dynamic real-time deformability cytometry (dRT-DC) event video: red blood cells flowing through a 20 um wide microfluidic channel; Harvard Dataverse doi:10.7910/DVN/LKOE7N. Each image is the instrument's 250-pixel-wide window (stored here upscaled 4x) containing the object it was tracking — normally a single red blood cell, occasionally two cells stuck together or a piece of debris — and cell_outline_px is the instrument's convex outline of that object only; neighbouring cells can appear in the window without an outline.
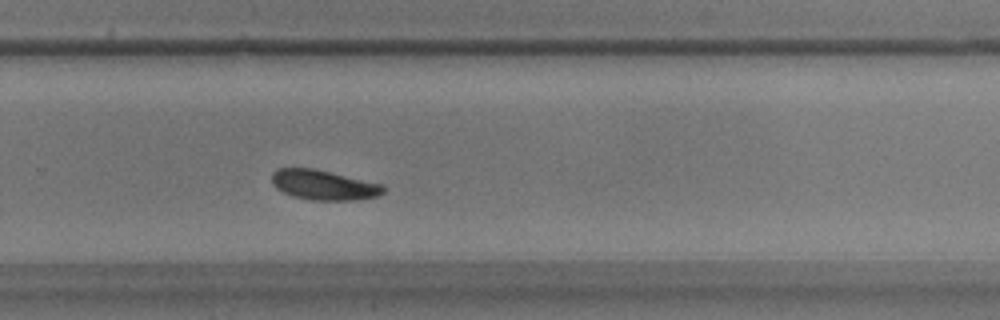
{"species": "common noctule bat (a hibernating species)", "species_latin": "Nyctalus noctula", "temperature_condition": "warm", "stored_images_in_passage": 42, "camera_frame_rate_fps": 3000, "um_per_image_px": 0.085, "animal": {"sex": "male", "body_mass_g": 17.9}, "frame": {"image": 1, "passage_image": 24, "time_ms": 7.667, "image_size_px": [1000, 320], "cell_outline_px": [[388, 188], [380, 196], [356, 200], [312, 200], [292, 196], [276, 188], [272, 184], [272, 172], [280, 168], [312, 168], [384, 184]], "centroid_in_image_um": [27.56, 15.73], "position_along_channel_um": 302.2, "area_um2": 19.59}}
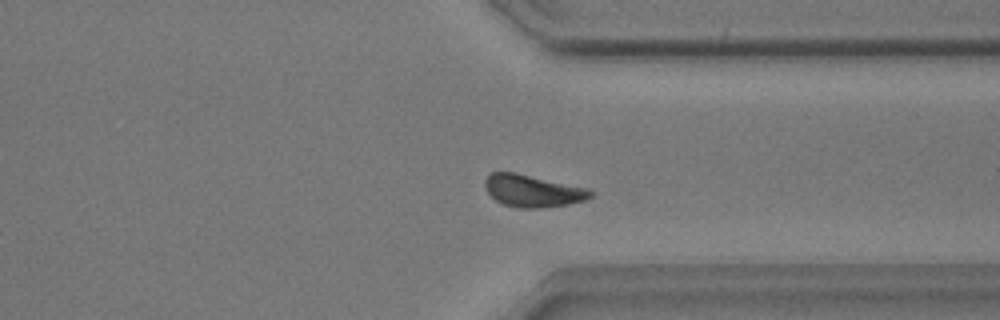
{"frame": {"image": 2, "passage_image": 29, "time_ms": 9.333, "image_size_px": [1000, 320], "cell_outline_px": [[592, 196], [584, 200], [568, 204], [536, 208], [516, 208], [504, 204], [496, 200], [488, 192], [484, 184], [484, 180], [492, 172], [516, 172], [588, 188], [592, 192]], "centroid_in_image_um": [45.26, 16.21], "position_along_channel_um": 366.1, "area_um2": 19.65}}
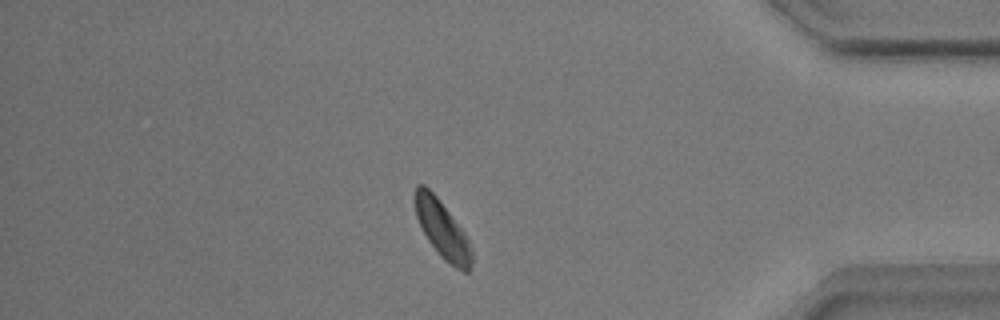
{"frame": {"image": 3, "passage_image": 34, "time_ms": 11.0, "image_size_px": [1000, 320], "cell_outline_px": [[472, 264], [468, 272], [464, 272], [448, 264], [440, 256], [428, 240], [416, 216], [412, 200], [412, 196], [416, 184], [424, 184], [436, 196], [464, 232], [468, 240], [472, 256]], "centroid_in_image_um": [37.55, 19.48], "position_along_channel_um": 397.7, "area_um2": 19.02}, "authors_computed_cell_mechanics": {"area_um2": 19.5653, "velocity_mm_per_s": 3.8258, "shape_relaxation_time_tau1_ms": 8.2699, "shape_relaxation_time_tau2_ms": null, "deformation_change_tau1": 0.2353, "deformation_change_tau2": null}}